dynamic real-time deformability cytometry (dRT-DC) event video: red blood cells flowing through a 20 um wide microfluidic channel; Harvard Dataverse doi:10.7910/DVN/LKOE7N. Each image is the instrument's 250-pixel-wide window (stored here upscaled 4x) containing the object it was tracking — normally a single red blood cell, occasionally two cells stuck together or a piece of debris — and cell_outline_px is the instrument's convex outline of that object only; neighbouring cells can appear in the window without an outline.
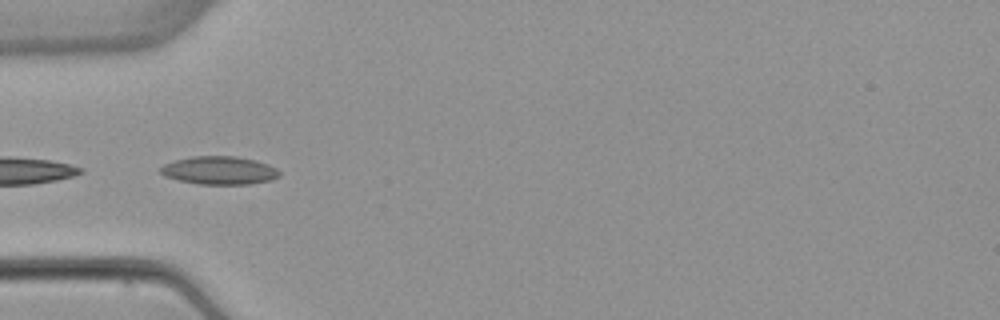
{"species": "common noctule bat (a hibernating species)", "species_latin": "Nyctalus noctula", "temperature_condition": "warm", "stored_images_in_passage": 6, "segment_of_instrument_passage": [2, 2], "camera_frame_rate_fps": 3000, "um_per_image_px": 0.085, "animal": {"sex": "female", "body_mass_g": 22.7, "forearm_length_mm": 54.2}, "frame": {"image": 1, "passage_image": 5, "time_ms": 4.667, "image_size_px": [1000, 320], "cell_outline_px": [[280, 176], [272, 180], [248, 184], [200, 184], [180, 180], [164, 176], [160, 172], [160, 168], [164, 164], [176, 160], [192, 156], [236, 156], [256, 160], [268, 164], [276, 168], [280, 172]], "centroid_in_image_um": [18.67, 14.48], "position_along_channel_um": 66.3, "area_um2": 19.48}}
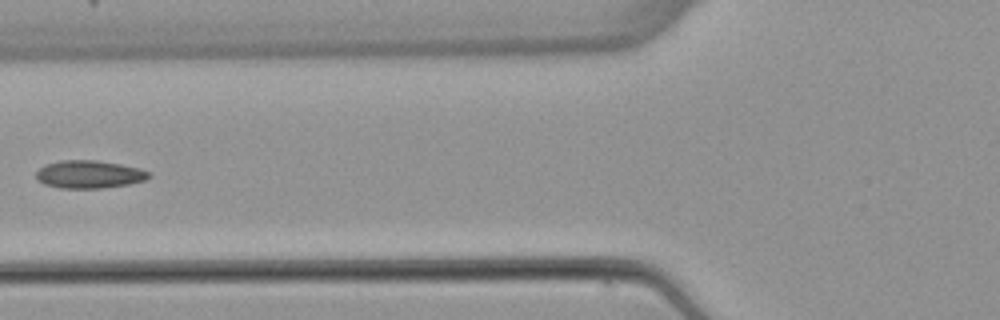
{"frame": {"image": 2, "passage_image": 6, "time_ms": 6.0, "image_size_px": [1000, 320], "cell_outline_px": [[152, 176], [144, 180], [128, 184], [100, 188], [60, 188], [44, 184], [36, 180], [36, 172], [44, 164], [60, 160], [96, 160], [120, 164], [140, 168], [152, 172]], "centroid_in_image_um": [7.57, 14.81], "position_along_channel_um": 118.2, "area_um2": 18.44}}